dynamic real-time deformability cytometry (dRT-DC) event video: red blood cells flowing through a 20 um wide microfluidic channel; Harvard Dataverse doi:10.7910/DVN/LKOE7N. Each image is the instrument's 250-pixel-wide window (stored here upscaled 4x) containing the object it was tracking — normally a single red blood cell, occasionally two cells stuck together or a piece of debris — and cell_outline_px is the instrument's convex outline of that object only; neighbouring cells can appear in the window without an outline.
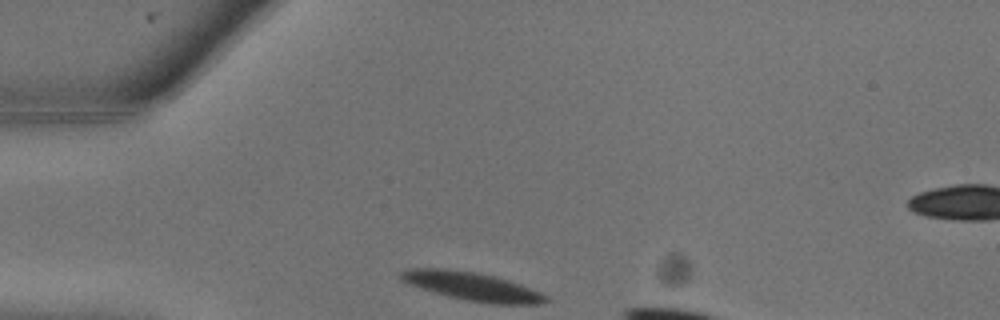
{"species": "common noctule bat (a hibernating species)", "species_latin": "Nyctalus noctula", "temperature_condition": "warm", "stored_images_in_passage": 14, "camera_frame_rate_fps": 3000, "um_per_image_px": 0.085, "animal": {"sex": "male", "body_mass_g": 13.3}, "frame": {"image": 1, "passage_image": 1, "time_ms": 0.0, "image_size_px": [1000, 320], "cell_outline_px": [[548, 300], [536, 304], [488, 304], [448, 296], [400, 280], [396, 276], [396, 272], [408, 268], [444, 268], [476, 272], [496, 276], [520, 284], [540, 292], [548, 296]], "centroid_in_image_um": [40.09, 24.32], "position_along_channel_um": 44.9, "area_um2": 23.93}}
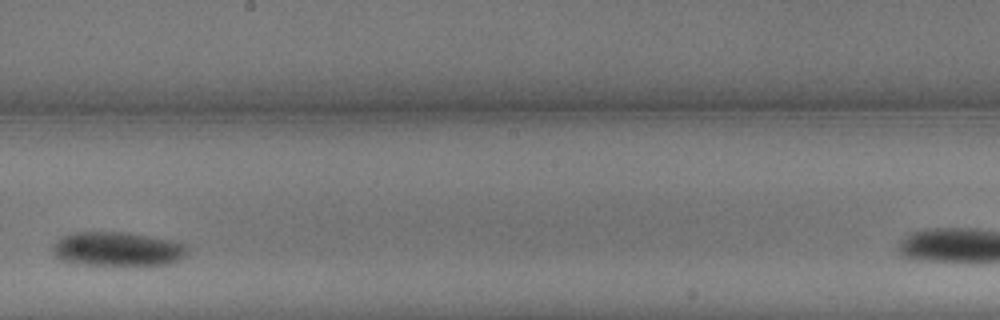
{"frame": {"image": 2, "passage_image": 9, "time_ms": 2.667, "image_size_px": [1000, 320], "cell_outline_px": [[188, 252], [180, 260], [168, 264], [128, 268], [84, 264], [60, 260], [52, 252], [52, 244], [56, 240], [72, 232], [128, 232], [172, 240], [188, 244]], "centroid_in_image_um": [10.03, 21.21], "position_along_channel_um": 238.2, "area_um2": 28.03}}
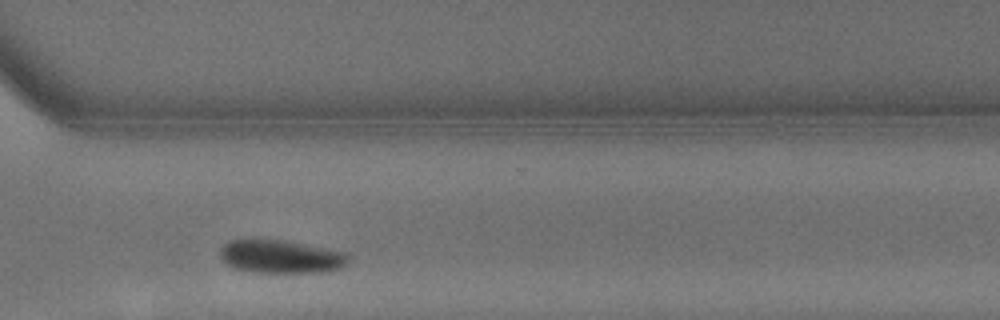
{"frame": {"image": 3, "passage_image": 13, "time_ms": 4.0, "image_size_px": [1000, 320], "cell_outline_px": [[348, 260], [340, 268], [320, 272], [260, 272], [236, 268], [220, 260], [220, 248], [228, 240], [280, 240], [344, 252], [348, 256]], "centroid_in_image_um": [23.81, 21.81], "position_along_channel_um": 346.8, "area_um2": 24.16}}